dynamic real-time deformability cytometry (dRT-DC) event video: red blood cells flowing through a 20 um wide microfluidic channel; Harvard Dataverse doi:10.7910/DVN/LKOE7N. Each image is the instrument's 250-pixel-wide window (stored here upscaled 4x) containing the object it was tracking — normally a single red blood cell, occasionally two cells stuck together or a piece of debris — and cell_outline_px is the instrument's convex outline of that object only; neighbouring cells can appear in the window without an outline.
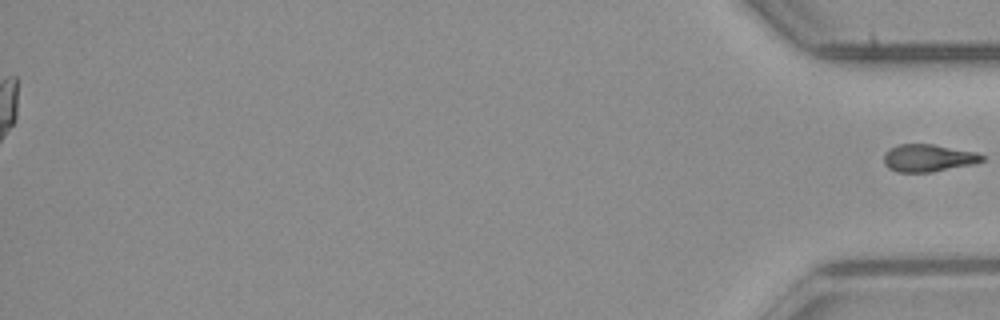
{"species": "common noctule bat (a hibernating species)", "species_latin": "Nyctalus noctula", "temperature_condition": "room temperature", "stored_images_in_passage": 53, "segment_of_instrument_passage": [2, 2], "camera_frame_rate_fps": 3000, "um_per_image_px": 0.085, "animal": {"sex": "male", "body_mass_g": 23.1, "forearm_length_mm": 52.7}, "frame": {"image": 1, "passage_image": 53, "time_ms": 17.333, "image_size_px": [1000, 320], "cell_outline_px": [[984, 160], [972, 164], [932, 172], [896, 172], [888, 168], [884, 164], [884, 156], [892, 148], [900, 144], [932, 144], [976, 152], [984, 156]], "centroid_in_image_um": [78.9, 13.44], "position_along_channel_um": 356.3, "area_um2": 15.49}}